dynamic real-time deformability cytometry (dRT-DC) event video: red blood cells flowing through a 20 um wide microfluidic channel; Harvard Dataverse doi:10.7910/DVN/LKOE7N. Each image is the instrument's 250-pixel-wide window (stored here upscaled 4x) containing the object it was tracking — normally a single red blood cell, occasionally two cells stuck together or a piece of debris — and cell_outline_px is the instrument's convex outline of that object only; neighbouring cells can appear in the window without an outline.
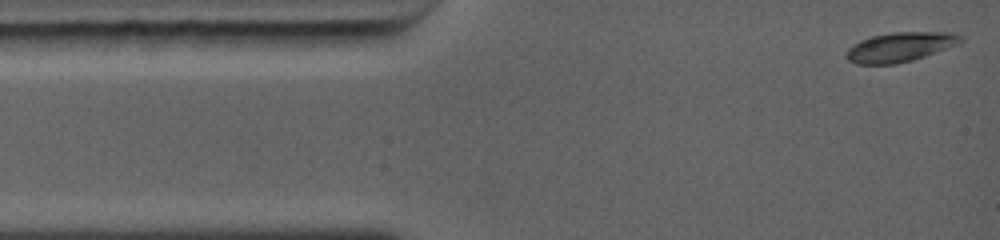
{"species": "common noctule bat (a hibernating species)", "species_latin": "Nyctalus noctula", "temperature_condition": "warm", "stored_images_in_passage": 44, "camera_frame_rate_fps": 5000, "um_per_image_px": 0.085, "animal": {"sex": "female", "body_mass_g": 19.0, "forearm_length_mm": 56.7}, "frame": {"image": 1, "passage_image": 1, "time_ms": 0.0, "image_size_px": [1000, 240], "cell_outline_px": [[964, 40], [960, 44], [912, 60], [896, 64], [856, 64], [848, 60], [844, 56], [844, 52], [852, 44], [860, 40], [872, 36], [892, 32], [952, 32], [964, 36]], "centroid_in_image_um": [76.5, 3.99], "position_along_channel_um": 8.5, "area_um2": 19.94}}
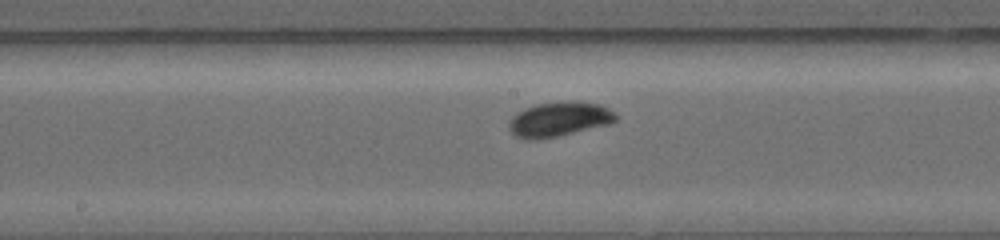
{"frame": {"image": 2, "passage_image": 26, "time_ms": 5.8, "image_size_px": [1000, 240], "cell_outline_px": [[616, 120], [608, 124], [540, 140], [524, 140], [516, 136], [508, 128], [508, 124], [512, 116], [524, 108], [536, 104], [568, 100], [600, 104], [608, 108], [616, 116]], "centroid_in_image_um": [47.47, 10.13], "position_along_channel_um": 200.7, "area_um2": 21.56}}
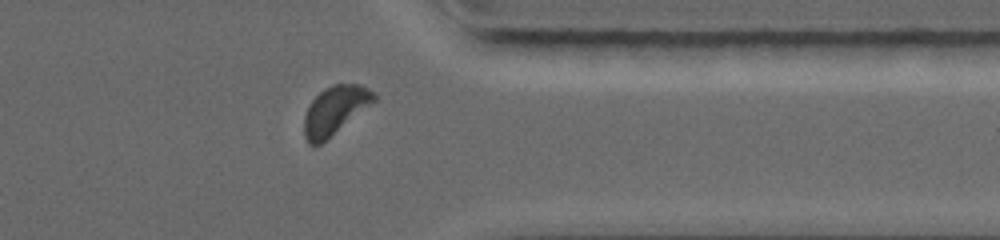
{"frame": {"image": 3, "passage_image": 44, "time_ms": 10.0, "image_size_px": [1000, 240], "cell_outline_px": [[376, 100], [320, 144], [308, 144], [304, 136], [304, 116], [312, 100], [324, 88], [332, 84], [356, 84], [368, 88], [376, 96]], "centroid_in_image_um": [28.44, 9.36], "position_along_channel_um": 383.0, "area_um2": 19.19}, "authors_computed_cell_mechanics": {"area_um2": 19.7965, "velocity_mm_per_s": 4.4374, "shape_relaxation_time_tau1_ms": 3.209, "shape_relaxation_time_tau2_ms": null, "deformation_change_tau1": 0.1521, "deformation_change_tau2": null}}